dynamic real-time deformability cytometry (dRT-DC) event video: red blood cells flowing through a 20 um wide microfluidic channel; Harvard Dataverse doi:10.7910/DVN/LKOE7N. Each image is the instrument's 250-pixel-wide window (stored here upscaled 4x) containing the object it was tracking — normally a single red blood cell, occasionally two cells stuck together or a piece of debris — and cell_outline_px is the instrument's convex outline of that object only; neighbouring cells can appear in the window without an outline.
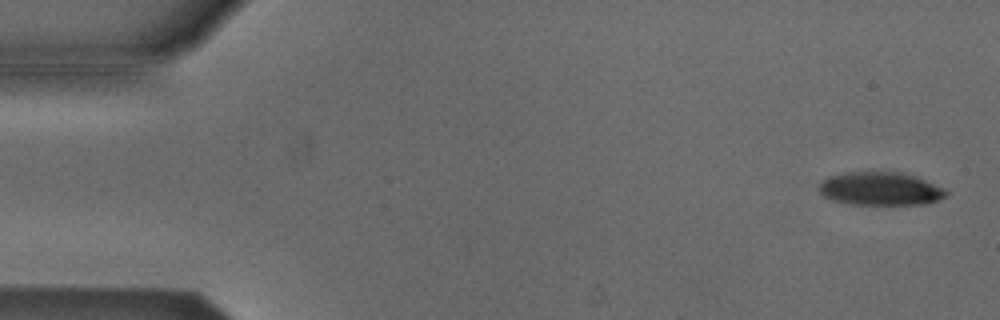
{"species": "Egyptian fruit bat (a non-hibernating species)", "species_latin": "Rousettus aegyptiacus", "temperature_condition": "cold", "stored_images_in_passage": 6, "camera_frame_rate_fps": 3000, "um_per_image_px": 0.085, "animal": {"sex": "male"}, "frame": {"image": 1, "passage_image": 2, "time_ms": 0.333, "image_size_px": [1000, 320], "cell_outline_px": [[948, 196], [940, 200], [928, 204], [848, 204], [832, 200], [824, 196], [820, 192], [820, 184], [828, 176], [848, 172], [900, 172], [916, 176], [944, 188], [948, 192]], "centroid_in_image_um": [74.88, 16.05], "position_along_channel_um": 10.1, "area_um2": 24.68}}